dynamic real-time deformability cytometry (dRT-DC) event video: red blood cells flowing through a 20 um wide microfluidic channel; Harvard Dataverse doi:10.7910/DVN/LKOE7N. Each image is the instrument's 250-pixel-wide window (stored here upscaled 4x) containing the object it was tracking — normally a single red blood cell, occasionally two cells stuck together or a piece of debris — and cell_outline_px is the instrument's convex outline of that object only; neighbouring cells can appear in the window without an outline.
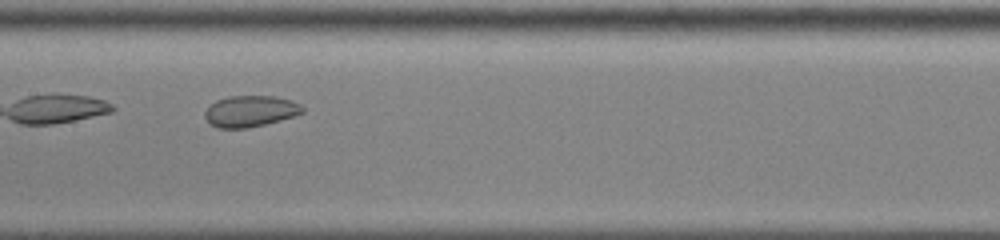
{"species": "common noctule bat (a hibernating species)", "species_latin": "Nyctalus noctula", "temperature_condition": "cold", "stored_images_in_passage": 31, "camera_frame_rate_fps": 3000, "um_per_image_px": 0.085, "animal": {"sex": "male", "body_mass_g": 13.0, "forearm_length_mm": 53.1}, "frame": {"image": 1, "passage_image": 10, "time_ms": 3.0, "image_size_px": [1000, 240], "cell_outline_px": [[304, 112], [280, 120], [248, 128], [220, 128], [208, 124], [204, 116], [204, 112], [216, 100], [228, 96], [272, 96], [292, 100], [300, 104], [304, 108]], "centroid_in_image_um": [21.25, 9.45], "position_along_channel_um": 186.1, "area_um2": 17.74}}